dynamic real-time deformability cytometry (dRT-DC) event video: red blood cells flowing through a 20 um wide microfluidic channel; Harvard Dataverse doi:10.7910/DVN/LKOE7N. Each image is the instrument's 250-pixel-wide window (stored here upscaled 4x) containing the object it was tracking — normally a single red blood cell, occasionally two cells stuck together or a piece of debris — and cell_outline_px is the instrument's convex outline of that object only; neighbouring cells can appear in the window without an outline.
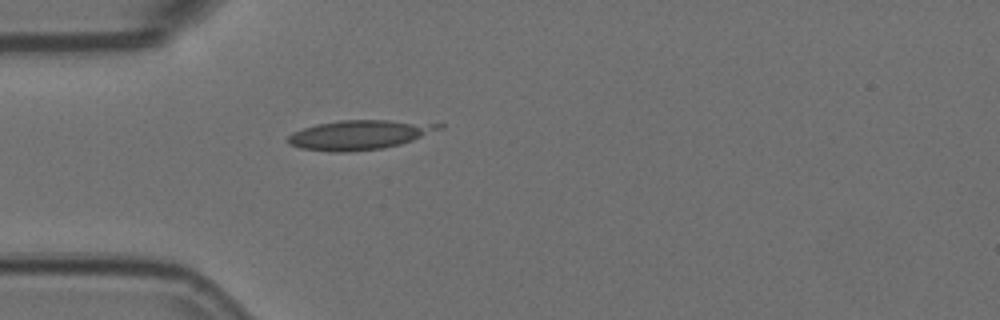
{"species": "Egyptian fruit bat (a non-hibernating species)", "species_latin": "Rousettus aegyptiacus", "temperature_condition": "room temperature", "stored_images_in_passage": 1, "camera_frame_rate_fps": 3000, "um_per_image_px": 0.085, "animal": {"sex": "female"}, "frame": {"image": 1, "passage_image": 1, "time_ms": 0.0, "image_size_px": [1000, 320], "cell_outline_px": [[444, 128], [412, 140], [400, 144], [380, 148], [344, 152], [332, 152], [300, 148], [288, 144], [288, 136], [292, 132], [316, 124], [340, 120], [388, 120], [444, 124]], "centroid_in_image_um": [30.54, 11.45], "position_along_channel_um": 54.5, "area_um2": 25.72}}